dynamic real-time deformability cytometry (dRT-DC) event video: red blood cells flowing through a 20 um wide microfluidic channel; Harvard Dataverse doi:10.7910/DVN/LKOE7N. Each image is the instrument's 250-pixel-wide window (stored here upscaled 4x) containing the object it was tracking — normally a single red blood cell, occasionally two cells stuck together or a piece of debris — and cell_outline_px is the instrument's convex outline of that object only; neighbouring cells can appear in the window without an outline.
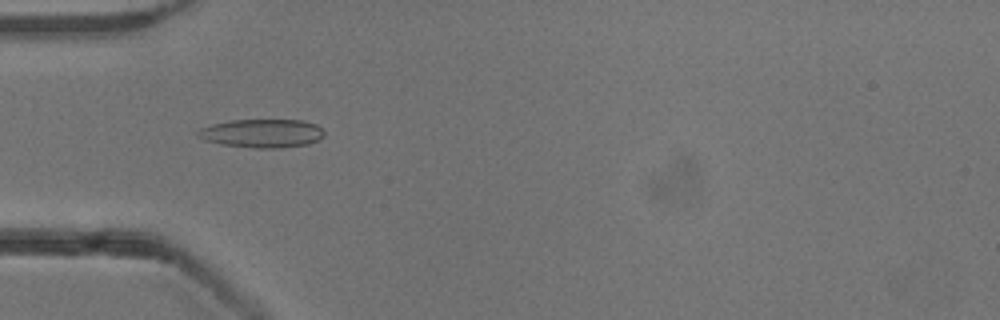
{"species": "common noctule bat (a hibernating species)", "species_latin": "Nyctalus noctula", "temperature_condition": "cold", "stored_images_in_passage": 40, "camera_frame_rate_fps": 3000, "um_per_image_px": 0.085, "animal": {"sex": "male", "body_mass_g": 13.3}, "frame": {"image": 1, "passage_image": 7, "time_ms": 2.0, "image_size_px": [1000, 320], "cell_outline_px": [[324, 136], [320, 140], [308, 144], [280, 148], [256, 148], [220, 144], [204, 140], [196, 136], [196, 132], [200, 128], [212, 124], [232, 120], [300, 120], [316, 124], [324, 132]], "centroid_in_image_um": [22.26, 11.34], "position_along_channel_um": 62.7, "area_um2": 21.1}}
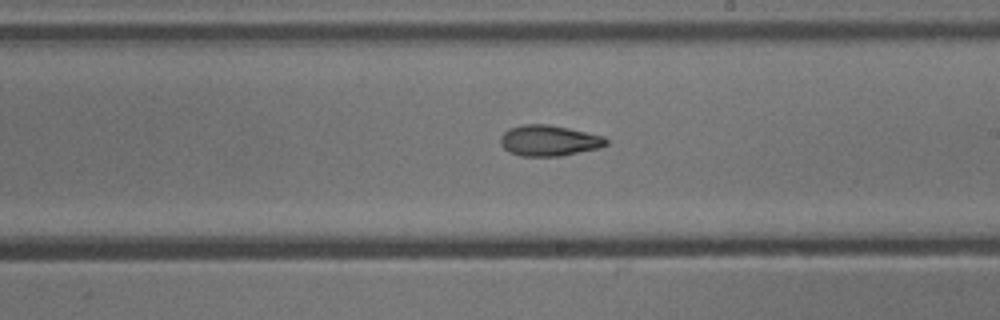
{"frame": {"image": 2, "passage_image": 21, "time_ms": 6.667, "image_size_px": [1000, 320], "cell_outline_px": [[608, 144], [600, 148], [560, 156], [520, 156], [508, 152], [500, 144], [500, 136], [508, 128], [524, 124], [548, 124], [568, 128], [604, 136], [608, 140]], "centroid_in_image_um": [46.65, 11.95], "position_along_channel_um": 242.4, "area_um2": 19.13}}
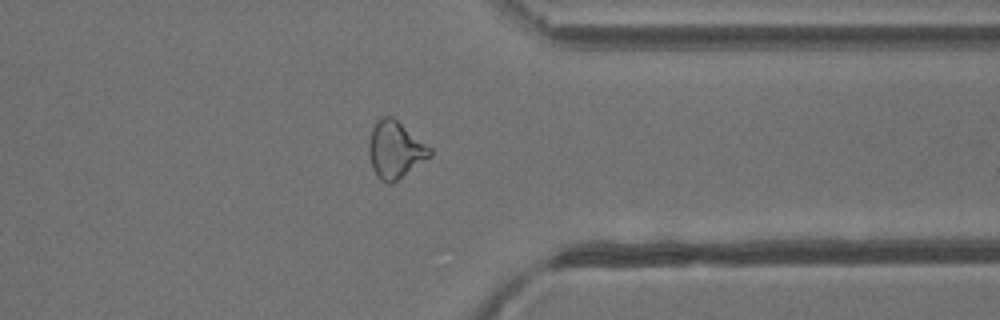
{"frame": {"image": 3, "passage_image": 32, "time_ms": 10.333, "image_size_px": [1000, 320], "cell_outline_px": [[432, 156], [392, 184], [388, 184], [380, 180], [376, 176], [372, 168], [368, 152], [368, 140], [372, 128], [376, 120], [380, 116], [392, 116], [432, 148]], "centroid_in_image_um": [33.58, 12.73], "position_along_channel_um": 377.8, "area_um2": 20.63}, "authors_computed_cell_mechanics": {"area_um2": 19.1607, "velocity_mm_per_s": 3.8607, "shape_relaxation_time_tau1_ms": 9.9535, "shape_relaxation_time_tau2_ms": 1.9787, "deformation_change_tau1": 0.2354, "deformation_change_tau2": 0.0941}}